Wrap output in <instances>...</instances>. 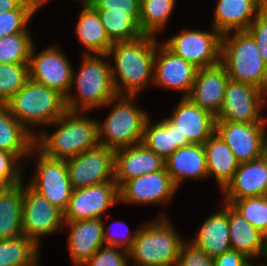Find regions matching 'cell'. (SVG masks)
I'll list each match as a JSON object with an SVG mask.
<instances>
[{
    "instance_id": "6da1fadb",
    "label": "cell",
    "mask_w": 267,
    "mask_h": 266,
    "mask_svg": "<svg viewBox=\"0 0 267 266\" xmlns=\"http://www.w3.org/2000/svg\"><path fill=\"white\" fill-rule=\"evenodd\" d=\"M156 47V36L149 34L130 41L113 42L107 56H112L115 62L111 71L118 96L137 97L148 83H153Z\"/></svg>"
},
{
    "instance_id": "7a4b0ae2",
    "label": "cell",
    "mask_w": 267,
    "mask_h": 266,
    "mask_svg": "<svg viewBox=\"0 0 267 266\" xmlns=\"http://www.w3.org/2000/svg\"><path fill=\"white\" fill-rule=\"evenodd\" d=\"M82 113L67 110L51 124L58 127L52 134L40 131L35 137L37 150L49 158L67 160L98 146V121Z\"/></svg>"
},
{
    "instance_id": "3957f363",
    "label": "cell",
    "mask_w": 267,
    "mask_h": 266,
    "mask_svg": "<svg viewBox=\"0 0 267 266\" xmlns=\"http://www.w3.org/2000/svg\"><path fill=\"white\" fill-rule=\"evenodd\" d=\"M82 55L80 70L77 74L72 72L71 85L77 88L78 94L69 93L65 98L69 111L88 112L90 109L105 106L118 96L112 78V64L104 59L109 58L107 54Z\"/></svg>"
},
{
    "instance_id": "277c9868",
    "label": "cell",
    "mask_w": 267,
    "mask_h": 266,
    "mask_svg": "<svg viewBox=\"0 0 267 266\" xmlns=\"http://www.w3.org/2000/svg\"><path fill=\"white\" fill-rule=\"evenodd\" d=\"M5 105L34 137L37 136L32 129L34 126H49L67 111L62 94L31 79Z\"/></svg>"
},
{
    "instance_id": "5b68a950",
    "label": "cell",
    "mask_w": 267,
    "mask_h": 266,
    "mask_svg": "<svg viewBox=\"0 0 267 266\" xmlns=\"http://www.w3.org/2000/svg\"><path fill=\"white\" fill-rule=\"evenodd\" d=\"M166 217L158 216L137 229L129 259L133 266H176L184 240Z\"/></svg>"
},
{
    "instance_id": "8992f818",
    "label": "cell",
    "mask_w": 267,
    "mask_h": 266,
    "mask_svg": "<svg viewBox=\"0 0 267 266\" xmlns=\"http://www.w3.org/2000/svg\"><path fill=\"white\" fill-rule=\"evenodd\" d=\"M221 64L230 79L251 84L267 93V65L247 30L222 35Z\"/></svg>"
},
{
    "instance_id": "52a82bcc",
    "label": "cell",
    "mask_w": 267,
    "mask_h": 266,
    "mask_svg": "<svg viewBox=\"0 0 267 266\" xmlns=\"http://www.w3.org/2000/svg\"><path fill=\"white\" fill-rule=\"evenodd\" d=\"M135 96H117L105 106L114 105L104 122H98L99 144L117 150L142 143L148 113L135 106Z\"/></svg>"
},
{
    "instance_id": "ba28073f",
    "label": "cell",
    "mask_w": 267,
    "mask_h": 266,
    "mask_svg": "<svg viewBox=\"0 0 267 266\" xmlns=\"http://www.w3.org/2000/svg\"><path fill=\"white\" fill-rule=\"evenodd\" d=\"M221 43L222 35L212 27L211 32L183 30L163 44L199 69L221 63Z\"/></svg>"
},
{
    "instance_id": "9c48e42d",
    "label": "cell",
    "mask_w": 267,
    "mask_h": 266,
    "mask_svg": "<svg viewBox=\"0 0 267 266\" xmlns=\"http://www.w3.org/2000/svg\"><path fill=\"white\" fill-rule=\"evenodd\" d=\"M267 93L257 87L229 78L224 101L216 121L266 123L260 109L266 103Z\"/></svg>"
},
{
    "instance_id": "30bf717a",
    "label": "cell",
    "mask_w": 267,
    "mask_h": 266,
    "mask_svg": "<svg viewBox=\"0 0 267 266\" xmlns=\"http://www.w3.org/2000/svg\"><path fill=\"white\" fill-rule=\"evenodd\" d=\"M34 176L27 184L61 211L67 209L73 188L69 179L66 160L52 159L39 150Z\"/></svg>"
},
{
    "instance_id": "8fae6325",
    "label": "cell",
    "mask_w": 267,
    "mask_h": 266,
    "mask_svg": "<svg viewBox=\"0 0 267 266\" xmlns=\"http://www.w3.org/2000/svg\"><path fill=\"white\" fill-rule=\"evenodd\" d=\"M114 165L115 150L100 144L66 160L73 190L115 181Z\"/></svg>"
},
{
    "instance_id": "7c38bea8",
    "label": "cell",
    "mask_w": 267,
    "mask_h": 266,
    "mask_svg": "<svg viewBox=\"0 0 267 266\" xmlns=\"http://www.w3.org/2000/svg\"><path fill=\"white\" fill-rule=\"evenodd\" d=\"M64 212L53 206L28 184L23 189L22 233L38 246L39 237L51 235L64 227Z\"/></svg>"
},
{
    "instance_id": "4fadbf2b",
    "label": "cell",
    "mask_w": 267,
    "mask_h": 266,
    "mask_svg": "<svg viewBox=\"0 0 267 266\" xmlns=\"http://www.w3.org/2000/svg\"><path fill=\"white\" fill-rule=\"evenodd\" d=\"M34 44L29 58V79L58 91L65 98L72 89L73 67L58 47L51 46L36 54Z\"/></svg>"
},
{
    "instance_id": "5bb4252c",
    "label": "cell",
    "mask_w": 267,
    "mask_h": 266,
    "mask_svg": "<svg viewBox=\"0 0 267 266\" xmlns=\"http://www.w3.org/2000/svg\"><path fill=\"white\" fill-rule=\"evenodd\" d=\"M118 201L119 187L115 181L75 189L64 211V221L102 219V214Z\"/></svg>"
},
{
    "instance_id": "9a60e30c",
    "label": "cell",
    "mask_w": 267,
    "mask_h": 266,
    "mask_svg": "<svg viewBox=\"0 0 267 266\" xmlns=\"http://www.w3.org/2000/svg\"><path fill=\"white\" fill-rule=\"evenodd\" d=\"M266 123L216 121L215 132L229 146L239 164L260 159L266 139Z\"/></svg>"
},
{
    "instance_id": "2e32d148",
    "label": "cell",
    "mask_w": 267,
    "mask_h": 266,
    "mask_svg": "<svg viewBox=\"0 0 267 266\" xmlns=\"http://www.w3.org/2000/svg\"><path fill=\"white\" fill-rule=\"evenodd\" d=\"M178 188L166 168L125 181L119 187V201L131 204L167 203Z\"/></svg>"
},
{
    "instance_id": "e0dca14e",
    "label": "cell",
    "mask_w": 267,
    "mask_h": 266,
    "mask_svg": "<svg viewBox=\"0 0 267 266\" xmlns=\"http://www.w3.org/2000/svg\"><path fill=\"white\" fill-rule=\"evenodd\" d=\"M197 69L192 63L175 55L163 43L161 45L157 43L153 85L182 91L183 97H188L194 84Z\"/></svg>"
},
{
    "instance_id": "ac0fdd59",
    "label": "cell",
    "mask_w": 267,
    "mask_h": 266,
    "mask_svg": "<svg viewBox=\"0 0 267 266\" xmlns=\"http://www.w3.org/2000/svg\"><path fill=\"white\" fill-rule=\"evenodd\" d=\"M181 133V141L204 144L215 132L216 117L194 104L188 97L178 103L173 115L168 118Z\"/></svg>"
},
{
    "instance_id": "d6986e66",
    "label": "cell",
    "mask_w": 267,
    "mask_h": 266,
    "mask_svg": "<svg viewBox=\"0 0 267 266\" xmlns=\"http://www.w3.org/2000/svg\"><path fill=\"white\" fill-rule=\"evenodd\" d=\"M228 80L227 70L221 63L199 68L188 98L216 116L222 107Z\"/></svg>"
},
{
    "instance_id": "ffe728a7",
    "label": "cell",
    "mask_w": 267,
    "mask_h": 266,
    "mask_svg": "<svg viewBox=\"0 0 267 266\" xmlns=\"http://www.w3.org/2000/svg\"><path fill=\"white\" fill-rule=\"evenodd\" d=\"M164 168L165 160L143 143L115 150L114 179L118 187L131 178Z\"/></svg>"
},
{
    "instance_id": "44dd1931",
    "label": "cell",
    "mask_w": 267,
    "mask_h": 266,
    "mask_svg": "<svg viewBox=\"0 0 267 266\" xmlns=\"http://www.w3.org/2000/svg\"><path fill=\"white\" fill-rule=\"evenodd\" d=\"M266 6L267 0H218L212 27L221 35L245 31Z\"/></svg>"
},
{
    "instance_id": "7402d4cb",
    "label": "cell",
    "mask_w": 267,
    "mask_h": 266,
    "mask_svg": "<svg viewBox=\"0 0 267 266\" xmlns=\"http://www.w3.org/2000/svg\"><path fill=\"white\" fill-rule=\"evenodd\" d=\"M70 231L68 251L74 266H82L104 244L103 219L65 221Z\"/></svg>"
},
{
    "instance_id": "603a6c76",
    "label": "cell",
    "mask_w": 267,
    "mask_h": 266,
    "mask_svg": "<svg viewBox=\"0 0 267 266\" xmlns=\"http://www.w3.org/2000/svg\"><path fill=\"white\" fill-rule=\"evenodd\" d=\"M225 202L267 196V162L260 159L241 163L232 180L222 190Z\"/></svg>"
},
{
    "instance_id": "cb8c5ba5",
    "label": "cell",
    "mask_w": 267,
    "mask_h": 266,
    "mask_svg": "<svg viewBox=\"0 0 267 266\" xmlns=\"http://www.w3.org/2000/svg\"><path fill=\"white\" fill-rule=\"evenodd\" d=\"M165 168L177 188L184 179L208 177L203 144H190L176 149L165 159Z\"/></svg>"
},
{
    "instance_id": "d4e9b609",
    "label": "cell",
    "mask_w": 267,
    "mask_h": 266,
    "mask_svg": "<svg viewBox=\"0 0 267 266\" xmlns=\"http://www.w3.org/2000/svg\"><path fill=\"white\" fill-rule=\"evenodd\" d=\"M223 202L222 209L204 221L191 241L213 258L231 249L228 203Z\"/></svg>"
},
{
    "instance_id": "484cf974",
    "label": "cell",
    "mask_w": 267,
    "mask_h": 266,
    "mask_svg": "<svg viewBox=\"0 0 267 266\" xmlns=\"http://www.w3.org/2000/svg\"><path fill=\"white\" fill-rule=\"evenodd\" d=\"M81 4L75 32L79 42L86 48L84 54L105 55L113 42L107 36L97 10L86 1Z\"/></svg>"
},
{
    "instance_id": "4316f807",
    "label": "cell",
    "mask_w": 267,
    "mask_h": 266,
    "mask_svg": "<svg viewBox=\"0 0 267 266\" xmlns=\"http://www.w3.org/2000/svg\"><path fill=\"white\" fill-rule=\"evenodd\" d=\"M0 150L11 152L20 160L35 156L36 152L35 137L10 114L5 104H0Z\"/></svg>"
},
{
    "instance_id": "83f0119b",
    "label": "cell",
    "mask_w": 267,
    "mask_h": 266,
    "mask_svg": "<svg viewBox=\"0 0 267 266\" xmlns=\"http://www.w3.org/2000/svg\"><path fill=\"white\" fill-rule=\"evenodd\" d=\"M206 154L208 176L215 180L223 190L232 180L239 163L229 146L214 132L203 144Z\"/></svg>"
},
{
    "instance_id": "f1b7e54d",
    "label": "cell",
    "mask_w": 267,
    "mask_h": 266,
    "mask_svg": "<svg viewBox=\"0 0 267 266\" xmlns=\"http://www.w3.org/2000/svg\"><path fill=\"white\" fill-rule=\"evenodd\" d=\"M228 218L231 249L249 259L260 257L263 233L253 227L230 203H228Z\"/></svg>"
},
{
    "instance_id": "f546056e",
    "label": "cell",
    "mask_w": 267,
    "mask_h": 266,
    "mask_svg": "<svg viewBox=\"0 0 267 266\" xmlns=\"http://www.w3.org/2000/svg\"><path fill=\"white\" fill-rule=\"evenodd\" d=\"M23 189L24 185L20 183L0 195V240L23 235Z\"/></svg>"
},
{
    "instance_id": "4dcf8cb0",
    "label": "cell",
    "mask_w": 267,
    "mask_h": 266,
    "mask_svg": "<svg viewBox=\"0 0 267 266\" xmlns=\"http://www.w3.org/2000/svg\"><path fill=\"white\" fill-rule=\"evenodd\" d=\"M40 246L21 235L0 240V266H38Z\"/></svg>"
},
{
    "instance_id": "1f68e13d",
    "label": "cell",
    "mask_w": 267,
    "mask_h": 266,
    "mask_svg": "<svg viewBox=\"0 0 267 266\" xmlns=\"http://www.w3.org/2000/svg\"><path fill=\"white\" fill-rule=\"evenodd\" d=\"M175 6L176 0H140V30L157 36L165 28Z\"/></svg>"
},
{
    "instance_id": "d6a6232c",
    "label": "cell",
    "mask_w": 267,
    "mask_h": 266,
    "mask_svg": "<svg viewBox=\"0 0 267 266\" xmlns=\"http://www.w3.org/2000/svg\"><path fill=\"white\" fill-rule=\"evenodd\" d=\"M150 118L145 122L142 143L151 151L167 159L176 149L173 137V123L168 119H162L156 124L150 123Z\"/></svg>"
},
{
    "instance_id": "836d02e7",
    "label": "cell",
    "mask_w": 267,
    "mask_h": 266,
    "mask_svg": "<svg viewBox=\"0 0 267 266\" xmlns=\"http://www.w3.org/2000/svg\"><path fill=\"white\" fill-rule=\"evenodd\" d=\"M112 42L130 41L144 35L139 25L127 12H108V9H95Z\"/></svg>"
},
{
    "instance_id": "e575fe53",
    "label": "cell",
    "mask_w": 267,
    "mask_h": 266,
    "mask_svg": "<svg viewBox=\"0 0 267 266\" xmlns=\"http://www.w3.org/2000/svg\"><path fill=\"white\" fill-rule=\"evenodd\" d=\"M33 44L30 33H16L0 37V63H29Z\"/></svg>"
},
{
    "instance_id": "d590c367",
    "label": "cell",
    "mask_w": 267,
    "mask_h": 266,
    "mask_svg": "<svg viewBox=\"0 0 267 266\" xmlns=\"http://www.w3.org/2000/svg\"><path fill=\"white\" fill-rule=\"evenodd\" d=\"M29 80V63H0V104H5Z\"/></svg>"
},
{
    "instance_id": "8d00e7d4",
    "label": "cell",
    "mask_w": 267,
    "mask_h": 266,
    "mask_svg": "<svg viewBox=\"0 0 267 266\" xmlns=\"http://www.w3.org/2000/svg\"><path fill=\"white\" fill-rule=\"evenodd\" d=\"M39 7L27 0L19 9L0 14V37L16 33H30L28 22Z\"/></svg>"
},
{
    "instance_id": "74e56055",
    "label": "cell",
    "mask_w": 267,
    "mask_h": 266,
    "mask_svg": "<svg viewBox=\"0 0 267 266\" xmlns=\"http://www.w3.org/2000/svg\"><path fill=\"white\" fill-rule=\"evenodd\" d=\"M230 204L260 232L267 230V196L233 200Z\"/></svg>"
},
{
    "instance_id": "f35d334b",
    "label": "cell",
    "mask_w": 267,
    "mask_h": 266,
    "mask_svg": "<svg viewBox=\"0 0 267 266\" xmlns=\"http://www.w3.org/2000/svg\"><path fill=\"white\" fill-rule=\"evenodd\" d=\"M119 247L103 246L82 266H128L129 251Z\"/></svg>"
},
{
    "instance_id": "ab89813d",
    "label": "cell",
    "mask_w": 267,
    "mask_h": 266,
    "mask_svg": "<svg viewBox=\"0 0 267 266\" xmlns=\"http://www.w3.org/2000/svg\"><path fill=\"white\" fill-rule=\"evenodd\" d=\"M94 9H108V12H127L138 25L140 23V0H87Z\"/></svg>"
},
{
    "instance_id": "60d3db41",
    "label": "cell",
    "mask_w": 267,
    "mask_h": 266,
    "mask_svg": "<svg viewBox=\"0 0 267 266\" xmlns=\"http://www.w3.org/2000/svg\"><path fill=\"white\" fill-rule=\"evenodd\" d=\"M15 154L0 150V177L11 186L22 183V170L24 164ZM20 163V164H19Z\"/></svg>"
},
{
    "instance_id": "b9f144b4",
    "label": "cell",
    "mask_w": 267,
    "mask_h": 266,
    "mask_svg": "<svg viewBox=\"0 0 267 266\" xmlns=\"http://www.w3.org/2000/svg\"><path fill=\"white\" fill-rule=\"evenodd\" d=\"M176 266H214V260L191 241H184Z\"/></svg>"
},
{
    "instance_id": "7bdbcfd3",
    "label": "cell",
    "mask_w": 267,
    "mask_h": 266,
    "mask_svg": "<svg viewBox=\"0 0 267 266\" xmlns=\"http://www.w3.org/2000/svg\"><path fill=\"white\" fill-rule=\"evenodd\" d=\"M247 31L256 41L261 57L267 65V6L250 24Z\"/></svg>"
},
{
    "instance_id": "ee69618b",
    "label": "cell",
    "mask_w": 267,
    "mask_h": 266,
    "mask_svg": "<svg viewBox=\"0 0 267 266\" xmlns=\"http://www.w3.org/2000/svg\"><path fill=\"white\" fill-rule=\"evenodd\" d=\"M116 223H117V225H120V226L126 225V223L122 222V221H115L112 224L115 225ZM110 230H111V232H110ZM106 231L107 232H105V227H104L103 236H104L105 246L119 247L121 249H125L128 251L132 248L133 241H134L136 234H137V230L132 233V232H130V230L128 228H126L124 236L122 234V237H121V234L118 235L119 233L118 234H117V232L114 233L115 230L112 231V228L107 229Z\"/></svg>"
},
{
    "instance_id": "f6af8a7d",
    "label": "cell",
    "mask_w": 267,
    "mask_h": 266,
    "mask_svg": "<svg viewBox=\"0 0 267 266\" xmlns=\"http://www.w3.org/2000/svg\"><path fill=\"white\" fill-rule=\"evenodd\" d=\"M213 260L214 266H246L250 259L244 254L230 249L214 257Z\"/></svg>"
},
{
    "instance_id": "bcb514c9",
    "label": "cell",
    "mask_w": 267,
    "mask_h": 266,
    "mask_svg": "<svg viewBox=\"0 0 267 266\" xmlns=\"http://www.w3.org/2000/svg\"><path fill=\"white\" fill-rule=\"evenodd\" d=\"M27 0H0V14L19 9Z\"/></svg>"
},
{
    "instance_id": "7dc6e473",
    "label": "cell",
    "mask_w": 267,
    "mask_h": 266,
    "mask_svg": "<svg viewBox=\"0 0 267 266\" xmlns=\"http://www.w3.org/2000/svg\"><path fill=\"white\" fill-rule=\"evenodd\" d=\"M173 137H174V143L177 148L185 147L191 144L189 141H181V133L179 132L177 126L174 123H173Z\"/></svg>"
},
{
    "instance_id": "c3c4849f",
    "label": "cell",
    "mask_w": 267,
    "mask_h": 266,
    "mask_svg": "<svg viewBox=\"0 0 267 266\" xmlns=\"http://www.w3.org/2000/svg\"><path fill=\"white\" fill-rule=\"evenodd\" d=\"M260 257L266 258L267 261V230L262 235V252Z\"/></svg>"
},
{
    "instance_id": "681fc988",
    "label": "cell",
    "mask_w": 267,
    "mask_h": 266,
    "mask_svg": "<svg viewBox=\"0 0 267 266\" xmlns=\"http://www.w3.org/2000/svg\"><path fill=\"white\" fill-rule=\"evenodd\" d=\"M12 187L4 178L0 177V195Z\"/></svg>"
},
{
    "instance_id": "f907efd6",
    "label": "cell",
    "mask_w": 267,
    "mask_h": 266,
    "mask_svg": "<svg viewBox=\"0 0 267 266\" xmlns=\"http://www.w3.org/2000/svg\"><path fill=\"white\" fill-rule=\"evenodd\" d=\"M262 157L264 158V160L267 162V136L264 142V146H263V155Z\"/></svg>"
},
{
    "instance_id": "816d5d0a",
    "label": "cell",
    "mask_w": 267,
    "mask_h": 266,
    "mask_svg": "<svg viewBox=\"0 0 267 266\" xmlns=\"http://www.w3.org/2000/svg\"><path fill=\"white\" fill-rule=\"evenodd\" d=\"M30 1L34 2L38 7L45 4V0H30Z\"/></svg>"
},
{
    "instance_id": "f5cc1de1",
    "label": "cell",
    "mask_w": 267,
    "mask_h": 266,
    "mask_svg": "<svg viewBox=\"0 0 267 266\" xmlns=\"http://www.w3.org/2000/svg\"><path fill=\"white\" fill-rule=\"evenodd\" d=\"M263 264H261V265H257V266H262ZM246 266H256L255 264H251L250 262L248 263V264H246ZM263 266H265V264L263 265Z\"/></svg>"
},
{
    "instance_id": "db71d44e",
    "label": "cell",
    "mask_w": 267,
    "mask_h": 266,
    "mask_svg": "<svg viewBox=\"0 0 267 266\" xmlns=\"http://www.w3.org/2000/svg\"><path fill=\"white\" fill-rule=\"evenodd\" d=\"M49 0H45V3H47ZM77 2H81V0H75Z\"/></svg>"
}]
</instances>
